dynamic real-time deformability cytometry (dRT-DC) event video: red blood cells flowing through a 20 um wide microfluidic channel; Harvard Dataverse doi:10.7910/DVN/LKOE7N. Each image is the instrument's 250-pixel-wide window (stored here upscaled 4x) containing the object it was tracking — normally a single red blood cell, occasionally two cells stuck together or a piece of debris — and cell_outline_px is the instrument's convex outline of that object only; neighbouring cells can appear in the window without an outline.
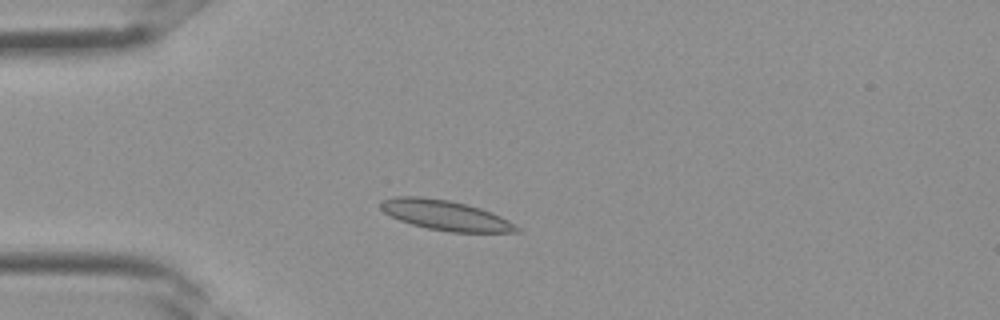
{"species": "Egyptian fruit bat (a non-hibernating species)", "species_latin": "Rousettus aegyptiacus", "temperature_condition": "room temperature", "stored_images_in_passage": 2, "camera_frame_rate_fps": 3000, "um_per_image_px": 0.085, "frame": {"image": 1, "passage_image": 2, "time_ms": 0.333, "image_size_px": [1000, 320], "cell_outline_px": [[520, 232], [452, 232], [428, 228], [412, 224], [400, 220], [384, 212], [380, 208], [380, 204], [384, 200], [396, 196], [420, 196], [448, 200], [480, 208], [492, 212], [508, 220], [520, 228]], "centroid_in_image_um": [37.87, 18.29], "position_along_channel_um": 47.1, "area_um2": 23.47}}